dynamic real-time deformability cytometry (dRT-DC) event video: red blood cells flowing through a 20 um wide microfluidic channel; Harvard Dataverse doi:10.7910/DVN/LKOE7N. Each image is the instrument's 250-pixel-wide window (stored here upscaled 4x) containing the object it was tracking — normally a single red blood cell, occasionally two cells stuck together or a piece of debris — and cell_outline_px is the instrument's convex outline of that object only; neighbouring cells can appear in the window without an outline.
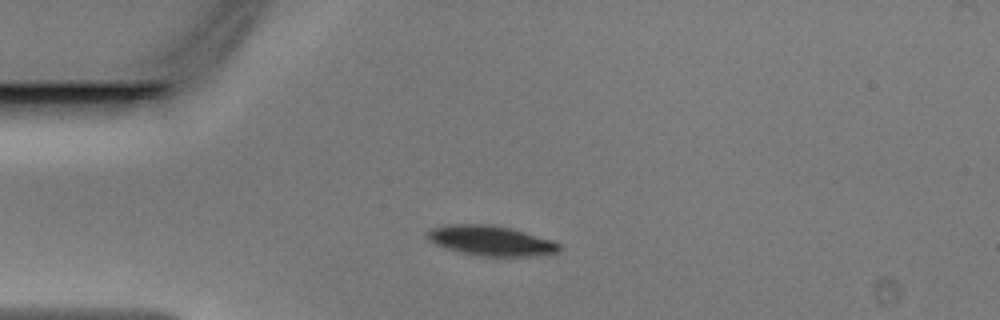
{"species": "Egyptian fruit bat (a non-hibernating species)", "species_latin": "Rousettus aegyptiacus", "temperature_condition": "warm", "stored_images_in_passage": 37, "camera_frame_rate_fps": 3000, "um_per_image_px": 0.085, "animal": {"sex": "male"}, "frame": {"image": 1, "passage_image": 1, "time_ms": 0.0, "image_size_px": [1000, 320], "cell_outline_px": [[560, 248], [556, 252], [528, 256], [480, 256], [460, 252], [436, 244], [428, 240], [428, 232], [432, 228], [448, 224], [492, 224], [512, 228], [552, 240], [560, 244]], "centroid_in_image_um": [41.72, 20.44], "position_along_channel_um": 43.3, "area_um2": 22.83}}
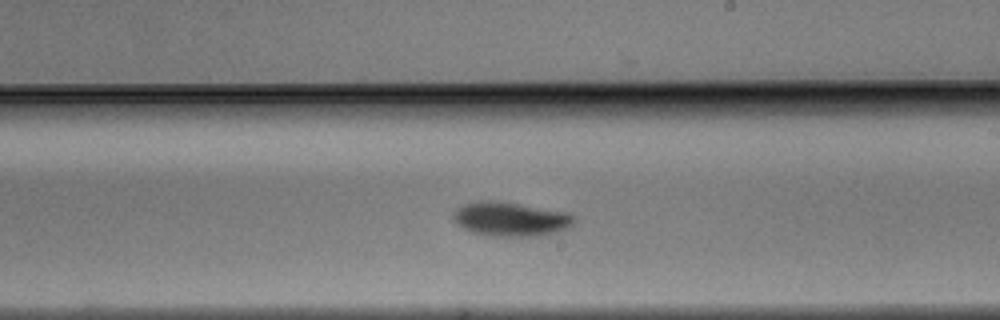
{"frame": {"image": 2, "passage_image": 17, "time_ms": 5.333, "image_size_px": [1000, 320], "cell_outline_px": [[576, 220], [568, 228], [556, 232], [540, 236], [492, 236], [472, 232], [456, 224], [452, 220], [452, 216], [456, 208], [464, 204], [480, 200], [496, 200], [568, 212], [576, 216]], "centroid_in_image_um": [43.4, 18.61], "position_along_channel_um": 245.6, "area_um2": 24.33}}
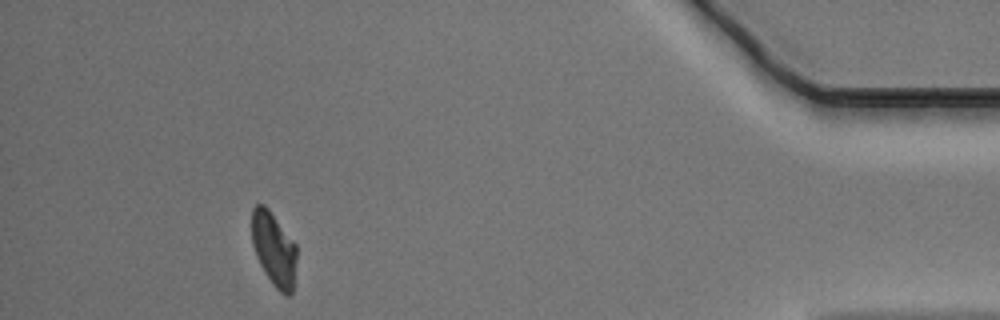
{"frame": {"image": 3, "passage_image": 33, "time_ms": 10.667, "image_size_px": [1000, 320], "cell_outline_px": [[296, 260], [292, 292], [288, 296], [284, 296], [272, 284], [260, 264], [252, 244], [252, 208], [256, 204], [264, 204], [268, 208], [296, 244]], "centroid_in_image_um": [23.27, 21.17], "position_along_channel_um": 411.9, "area_um2": 19.19}}